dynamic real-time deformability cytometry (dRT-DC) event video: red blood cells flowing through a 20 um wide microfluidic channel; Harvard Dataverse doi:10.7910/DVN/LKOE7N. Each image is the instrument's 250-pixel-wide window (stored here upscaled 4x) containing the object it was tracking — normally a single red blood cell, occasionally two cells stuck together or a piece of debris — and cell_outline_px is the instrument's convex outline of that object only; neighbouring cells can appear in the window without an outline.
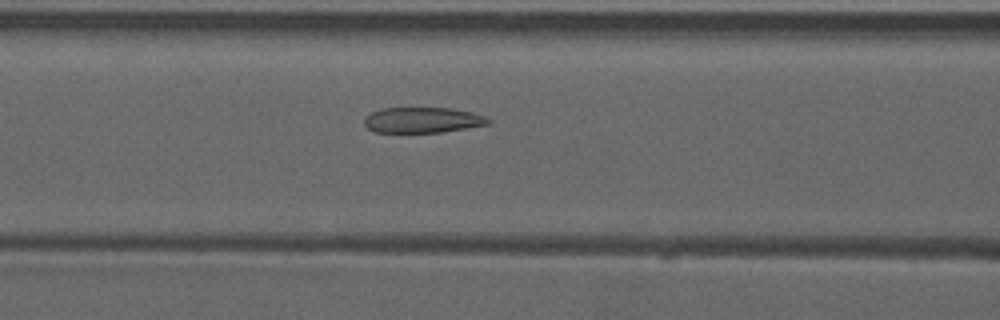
{"species": "common noctule bat (a hibernating species)", "species_latin": "Nyctalus noctula", "temperature_condition": "warm", "stored_images_in_passage": 53, "camera_frame_rate_fps": 3000, "um_per_image_px": 0.085, "animal": {"sex": "male", "forearm_length_mm": 52.5}, "frame": {"image": 1, "passage_image": 23, "time_ms": 7.333, "image_size_px": [1000, 320], "cell_outline_px": [[492, 120], [488, 124], [440, 132], [372, 132], [364, 124], [364, 120], [372, 112], [380, 108], [452, 108], [472, 112], [484, 116]], "centroid_in_image_um": [35.9, 10.2], "position_along_channel_um": 130.7, "area_um2": 18.32}}
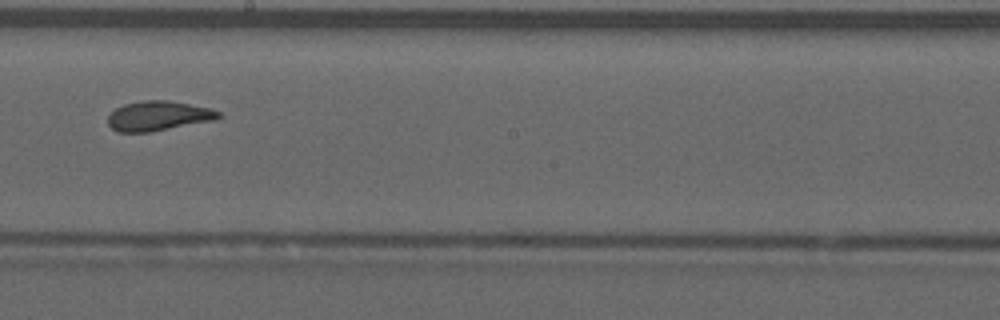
{"frame": {"image": 2, "passage_image": 31, "time_ms": 10.0, "image_size_px": [1000, 320], "cell_outline_px": [[220, 116], [212, 120], [148, 132], [120, 132], [112, 128], [108, 124], [108, 116], [116, 108], [124, 104], [144, 100], [168, 100], [208, 108], [220, 112]], "centroid_in_image_um": [13.4, 9.84], "position_along_channel_um": 234.8, "area_um2": 18.67}}
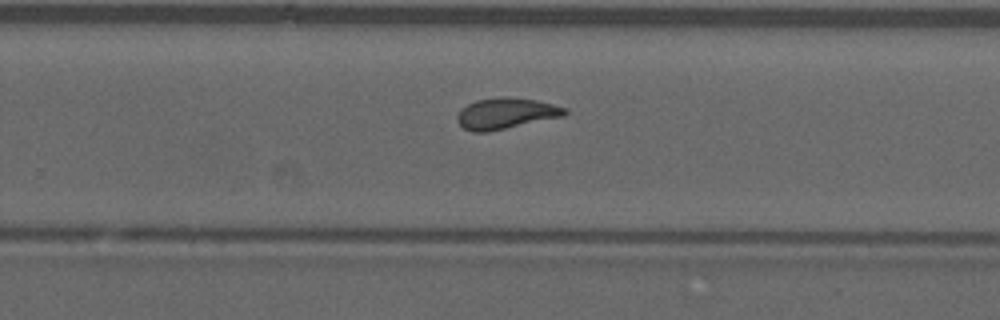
{"frame": {"image": 3, "passage_image": 35, "time_ms": 11.333, "image_size_px": [1000, 320], "cell_outline_px": [[568, 112], [564, 116], [488, 132], [472, 132], [464, 128], [456, 120], [456, 116], [460, 108], [476, 100], [500, 96], [504, 96], [536, 100], [568, 108]], "centroid_in_image_um": [42.98, 9.64], "position_along_channel_um": 286.8, "area_um2": 19.59}, "authors_computed_cell_mechanics": {"area_um2": 19.4786, "velocity_mm_per_s": 3.9154, "shape_relaxation_time_tau1_ms": null, "shape_relaxation_time_tau2_ms": 1.5873, "deformation_change_tau1": null, "deformation_change_tau2": 0.0818}}